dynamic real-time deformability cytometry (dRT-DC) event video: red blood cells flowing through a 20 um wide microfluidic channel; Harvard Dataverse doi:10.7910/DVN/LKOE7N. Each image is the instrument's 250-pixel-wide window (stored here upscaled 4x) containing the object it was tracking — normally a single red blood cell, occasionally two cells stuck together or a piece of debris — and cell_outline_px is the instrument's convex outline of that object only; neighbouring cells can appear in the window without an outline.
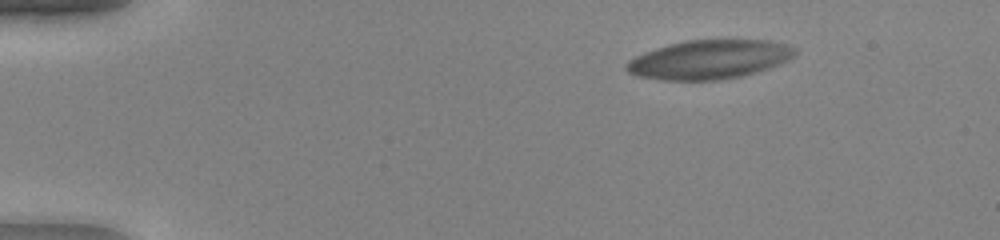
{"species": "human", "species_latin": "Homo sapiens", "temperature_condition": "warm", "stored_images_in_passage": 45, "camera_frame_rate_fps": 3000, "um_per_image_px": 0.085, "donor": {"sex": "female"}, "frame": {"image": 1, "passage_image": 1, "time_ms": 0.0, "image_size_px": [1000, 240], "cell_outline_px": [[796, 56], [780, 64], [744, 76], [720, 80], [660, 80], [640, 76], [628, 72], [624, 68], [624, 64], [628, 60], [644, 52], [668, 44], [688, 40], [768, 40], [784, 44], [796, 48]], "centroid_in_image_um": [60.28, 5.06], "position_along_channel_um": 24.7, "area_um2": 38.44}}
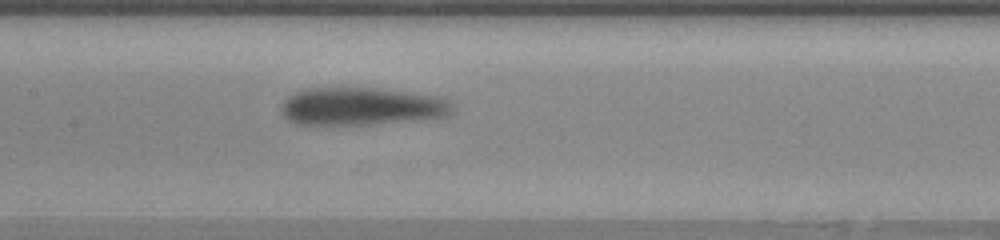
{"frame": {"image": 2, "passage_image": 20, "time_ms": 6.333, "image_size_px": [1000, 240], "cell_outline_px": [[452, 112], [448, 116], [424, 120], [372, 124], [296, 124], [288, 120], [280, 112], [280, 108], [284, 100], [288, 96], [296, 92], [308, 88], [380, 88], [412, 92], [440, 96], [448, 100], [452, 104]], "centroid_in_image_um": [30.77, 9.04], "position_along_channel_um": 176.6, "area_um2": 38.15}}
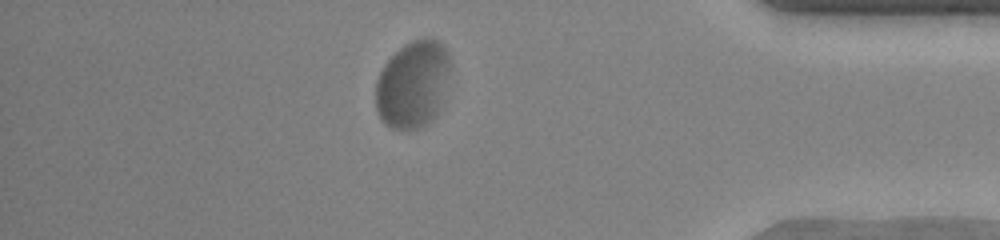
{"frame": {"image": 3, "passage_image": 39, "time_ms": 12.667, "image_size_px": [1000, 240], "cell_outline_px": [[448, 68], [444, 100], [440, 112], [432, 120], [416, 128], [388, 128], [380, 120], [376, 108], [376, 80], [384, 64], [404, 44], [412, 40], [424, 36], [432, 36], [448, 52]], "centroid_in_image_um": [35.08, 7.16], "position_along_channel_um": 400.1, "area_um2": 38.03}, "authors_computed_cell_mechanics": {"area_um2": 38.3792, "velocity_mm_per_s": 3.9772, "shape_relaxation_time_tau1_ms": 4.9731, "shape_relaxation_time_tau2_ms": null, "deformation_change_tau1": 0.2084, "deformation_change_tau2": null}}